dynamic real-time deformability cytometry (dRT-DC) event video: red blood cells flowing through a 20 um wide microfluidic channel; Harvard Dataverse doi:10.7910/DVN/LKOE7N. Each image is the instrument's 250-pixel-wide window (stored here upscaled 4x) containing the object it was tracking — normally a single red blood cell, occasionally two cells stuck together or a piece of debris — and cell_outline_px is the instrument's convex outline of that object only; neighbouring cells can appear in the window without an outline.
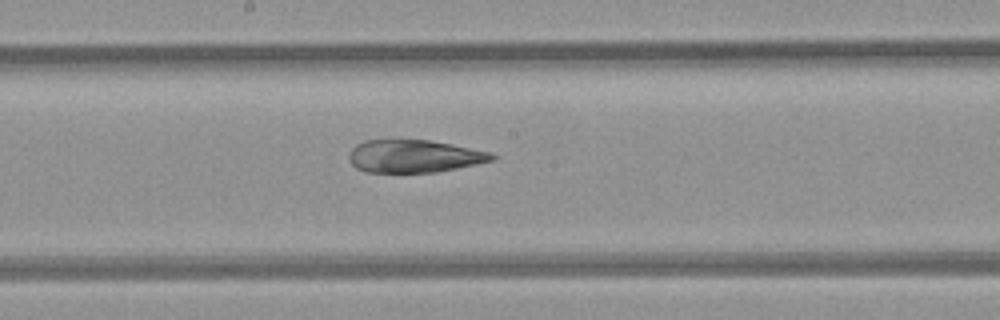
{"species": "common noctule bat (a hibernating species)", "species_latin": "Nyctalus noctula", "temperature_condition": "room temperature", "stored_images_in_passage": 7, "camera_frame_rate_fps": 3000, "um_per_image_px": 0.085, "animal": {"sex": "female", "body_mass_g": 21.9}, "frame": {"image": 1, "passage_image": 7, "time_ms": 7.667, "image_size_px": [1000, 320], "cell_outline_px": [[496, 160], [436, 172], [364, 172], [356, 168], [352, 164], [348, 156], [352, 148], [356, 144], [364, 140], [428, 140], [452, 144], [492, 152], [496, 156]], "centroid_in_image_um": [35.21, 13.27], "position_along_channel_um": 213.0, "area_um2": 27.28}}